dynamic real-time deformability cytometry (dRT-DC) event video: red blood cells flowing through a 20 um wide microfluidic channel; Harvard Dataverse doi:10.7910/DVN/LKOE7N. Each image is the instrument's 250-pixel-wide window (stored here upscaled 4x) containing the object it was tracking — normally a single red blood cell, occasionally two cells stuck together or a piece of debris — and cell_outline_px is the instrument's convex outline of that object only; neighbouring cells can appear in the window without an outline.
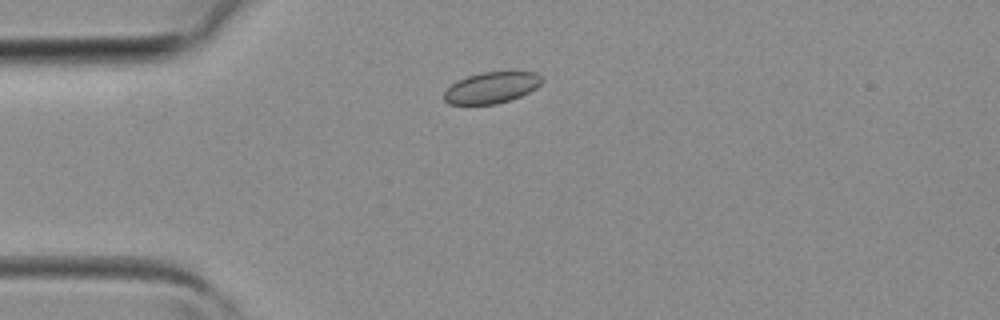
{"species": "common noctule bat (a hibernating species)", "species_latin": "Nyctalus noctula", "temperature_condition": "room temperature", "stored_images_in_passage": 3, "camera_frame_rate_fps": 3000, "um_per_image_px": 0.085, "animal": {"sex": "female", "body_mass_g": 19.3, "forearm_length_mm": 54.1}, "frame": {"image": 1, "passage_image": 2, "time_ms": 0.333, "image_size_px": [1000, 320], "cell_outline_px": [[544, 80], [536, 88], [520, 96], [496, 104], [448, 104], [444, 100], [444, 92], [452, 84], [468, 76], [480, 72], [536, 72], [544, 76]], "centroid_in_image_um": [41.81, 7.44], "position_along_channel_um": 43.2, "area_um2": 17.69}}